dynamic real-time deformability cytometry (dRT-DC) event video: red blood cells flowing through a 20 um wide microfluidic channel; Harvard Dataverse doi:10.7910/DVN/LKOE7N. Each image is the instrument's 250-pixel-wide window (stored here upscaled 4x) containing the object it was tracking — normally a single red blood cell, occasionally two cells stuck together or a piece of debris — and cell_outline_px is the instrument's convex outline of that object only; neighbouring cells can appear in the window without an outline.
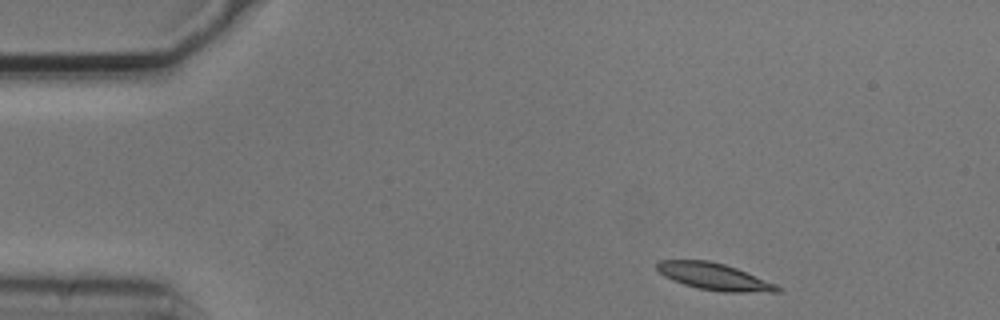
{"species": "common noctule bat (a hibernating species)", "species_latin": "Nyctalus noctula", "temperature_condition": "cold", "stored_images_in_passage": 4, "camera_frame_rate_fps": 3000, "um_per_image_px": 0.085, "animal": {"sex": "male", "body_mass_g": 20.5, "forearm_length_mm": 52.5}, "frame": {"image": 1, "passage_image": 1, "time_ms": 0.0, "image_size_px": [1000, 320], "cell_outline_px": [[784, 288], [780, 292], [724, 292], [696, 288], [672, 280], [664, 276], [656, 268], [656, 264], [660, 260], [708, 260], [724, 264], [736, 268], [776, 284]], "centroid_in_image_um": [60.72, 23.52], "position_along_channel_um": 24.3, "area_um2": 18.84}}
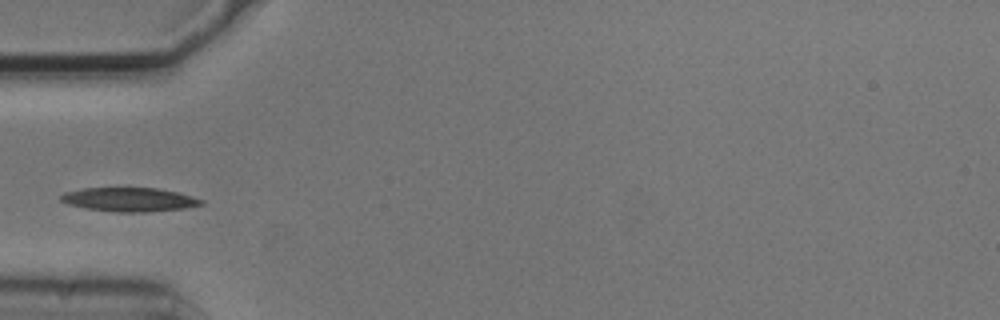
{"frame": {"image": 2, "passage_image": 4, "time_ms": 1.0, "image_size_px": [1000, 320], "cell_outline_px": [[204, 204], [184, 208], [148, 212], [116, 212], [84, 208], [68, 204], [60, 200], [60, 196], [64, 192], [84, 188], [156, 188], [176, 192], [192, 196], [204, 200]], "centroid_in_image_um": [10.98, 16.96], "position_along_channel_um": 74.0, "area_um2": 19.54}}